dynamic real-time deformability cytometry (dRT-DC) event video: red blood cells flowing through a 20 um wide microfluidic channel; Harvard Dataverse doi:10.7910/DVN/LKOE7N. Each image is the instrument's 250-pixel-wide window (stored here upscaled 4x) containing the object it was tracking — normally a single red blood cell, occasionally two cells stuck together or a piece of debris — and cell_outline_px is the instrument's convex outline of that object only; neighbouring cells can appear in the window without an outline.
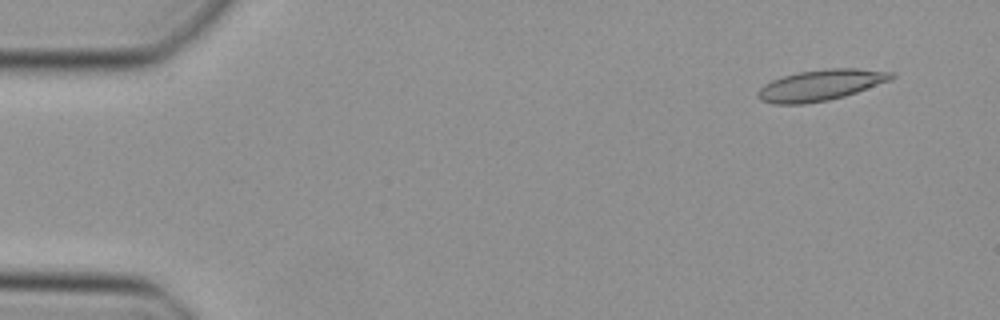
{"species": "Egyptian fruit bat (a non-hibernating species)", "species_latin": "Rousettus aegyptiacus", "temperature_condition": "cold", "stored_images_in_passage": 49, "camera_frame_rate_fps": 3000, "um_per_image_px": 0.085, "animal": {"sex": "female"}, "frame": {"image": 1, "passage_image": 4, "time_ms": 1.0, "image_size_px": [1000, 320], "cell_outline_px": [[896, 76], [892, 80], [844, 96], [828, 100], [804, 104], [772, 104], [760, 100], [756, 96], [756, 92], [764, 84], [772, 80], [784, 76], [800, 72], [828, 68], [856, 68], [896, 72]], "centroid_in_image_um": [69.77, 7.24], "position_along_channel_um": 15.2, "area_um2": 24.22}}
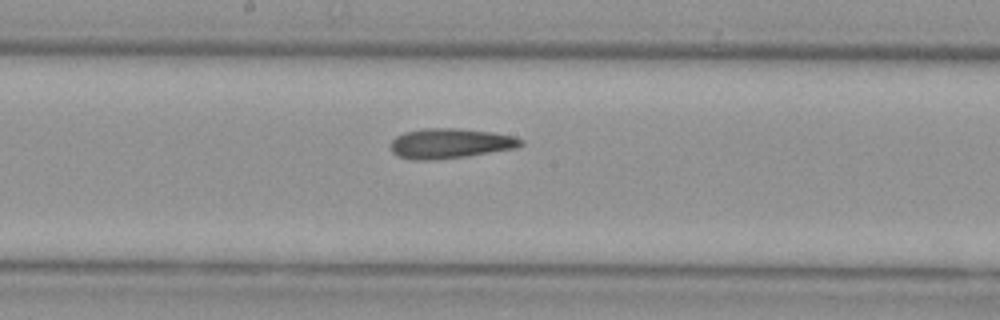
{"frame": {"image": 2, "passage_image": 26, "time_ms": 8.333, "image_size_px": [1000, 320], "cell_outline_px": [[524, 144], [516, 148], [468, 156], [436, 160], [412, 160], [396, 156], [392, 152], [388, 144], [396, 136], [404, 132], [424, 128], [460, 128], [492, 132], [516, 136], [524, 140]], "centroid_in_image_um": [38.25, 12.19], "position_along_channel_um": 210.0, "area_um2": 23.24}}
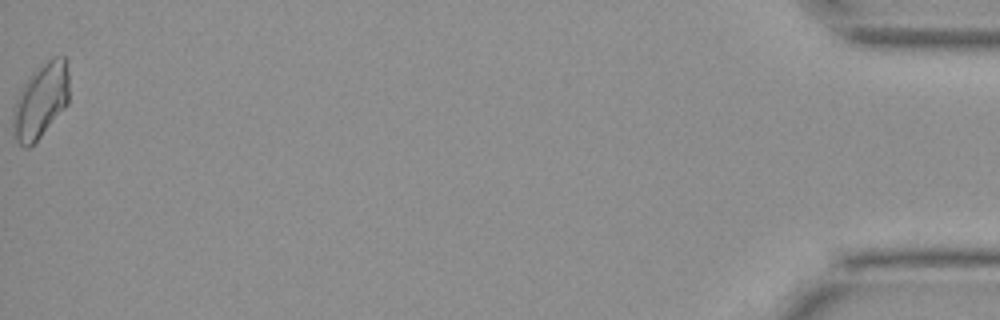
{"frame": {"image": 3, "passage_image": 49, "time_ms": 16.0, "image_size_px": [1000, 320], "cell_outline_px": [[68, 104], [40, 136], [28, 148], [24, 148], [16, 140], [12, 124], [12, 112], [16, 96], [20, 88], [28, 76], [52, 56], [68, 56]], "centroid_in_image_um": [3.45, 8.51], "position_along_channel_um": 431.7, "area_um2": 24.68}}